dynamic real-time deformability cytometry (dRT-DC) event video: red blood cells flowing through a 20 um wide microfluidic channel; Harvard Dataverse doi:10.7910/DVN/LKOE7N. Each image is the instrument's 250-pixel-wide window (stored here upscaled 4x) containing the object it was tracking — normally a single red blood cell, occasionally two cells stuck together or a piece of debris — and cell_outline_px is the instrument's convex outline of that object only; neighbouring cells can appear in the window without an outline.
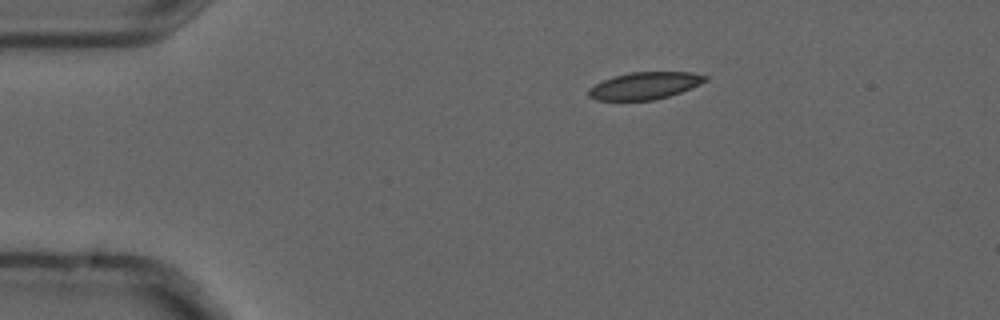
{"species": "common noctule bat (a hibernating species)", "species_latin": "Nyctalus noctula", "temperature_condition": "cold", "stored_images_in_passage": 2, "camera_frame_rate_fps": 3000, "um_per_image_px": 0.085, "animal": {"sex": "male", "forearm_length_mm": 52.5}, "frame": {"image": 1, "passage_image": 1, "time_ms": 0.0, "image_size_px": [1000, 320], "cell_outline_px": [[708, 80], [700, 84], [680, 92], [668, 96], [652, 100], [596, 100], [588, 96], [588, 88], [604, 80], [628, 72], [692, 72], [708, 76]], "centroid_in_image_um": [54.81, 7.28], "position_along_channel_um": 30.2, "area_um2": 18.32}}